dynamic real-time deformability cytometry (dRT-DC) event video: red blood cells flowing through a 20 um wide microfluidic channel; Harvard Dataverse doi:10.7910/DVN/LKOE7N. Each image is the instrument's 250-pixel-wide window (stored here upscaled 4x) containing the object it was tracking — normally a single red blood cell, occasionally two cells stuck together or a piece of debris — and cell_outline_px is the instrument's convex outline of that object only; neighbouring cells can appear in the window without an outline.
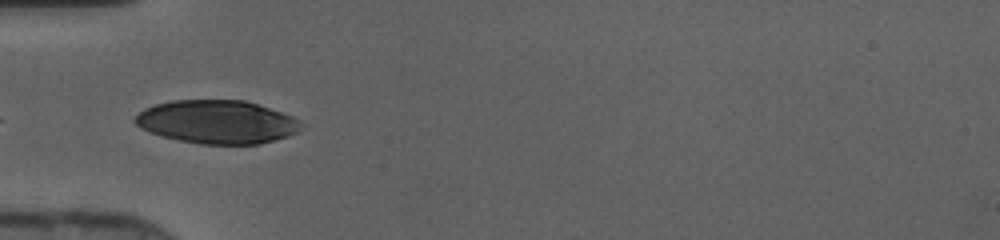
{"species": "human", "species_latin": "Homo sapiens", "temperature_condition": "cold", "stored_images_in_passage": 3, "camera_frame_rate_fps": 3000, "um_per_image_px": 0.085, "donor": {"sex": "female"}, "frame": {"image": 1, "passage_image": 1, "time_ms": 0.0, "image_size_px": [1000, 240], "cell_outline_px": [[300, 128], [296, 132], [288, 136], [260, 144], [200, 144], [180, 140], [164, 136], [152, 132], [136, 124], [132, 120], [144, 108], [156, 104], [172, 100], [244, 100], [292, 116], [300, 124]], "centroid_in_image_um": [18.43, 10.36], "position_along_channel_um": 66.6, "area_um2": 41.38}}